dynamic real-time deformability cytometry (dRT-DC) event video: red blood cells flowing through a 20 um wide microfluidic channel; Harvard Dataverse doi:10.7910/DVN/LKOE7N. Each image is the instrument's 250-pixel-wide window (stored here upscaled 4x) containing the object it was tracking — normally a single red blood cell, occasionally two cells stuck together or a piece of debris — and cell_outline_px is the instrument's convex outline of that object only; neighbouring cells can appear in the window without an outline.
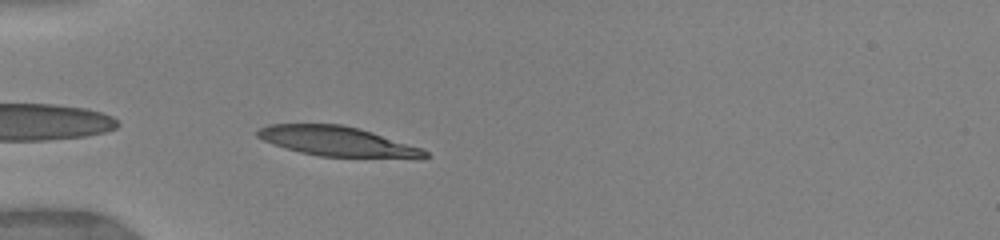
{"species": "human", "species_latin": "Homo sapiens", "temperature_condition": "warm", "stored_images_in_passage": 36, "camera_frame_rate_fps": 3000, "um_per_image_px": 0.085, "donor": {"sex": "female"}, "frame": {"image": 1, "passage_image": 1, "time_ms": 0.0, "image_size_px": [1000, 240], "cell_outline_px": [[428, 156], [420, 160], [320, 156], [300, 152], [272, 144], [256, 136], [256, 132], [260, 128], [268, 124], [340, 124], [360, 128], [424, 148], [428, 152]], "centroid_in_image_um": [28.81, 12.04], "position_along_channel_um": 56.2, "area_um2": 29.77}}
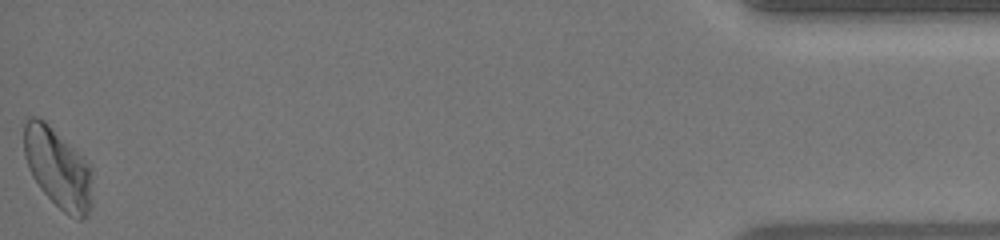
{"frame": {"image": 2, "passage_image": 36, "time_ms": 11.667, "image_size_px": [1000, 240], "cell_outline_px": [[92, 172], [88, 212], [80, 220], [68, 216], [40, 188], [32, 176], [28, 168], [24, 156], [24, 124], [28, 116], [36, 116], [44, 120], [88, 164]], "centroid_in_image_um": [4.86, 14.28], "position_along_channel_um": 430.3, "area_um2": 30.98}, "authors_computed_cell_mechanics": {"area_um2": 29.6803, "velocity_mm_per_s": 4.0023, "shape_relaxation_time_tau1_ms": 4.7454, "shape_relaxation_time_tau2_ms": 1.8213, "deformation_change_tau1": 0.1733, "deformation_change_tau2": 0.0925}}